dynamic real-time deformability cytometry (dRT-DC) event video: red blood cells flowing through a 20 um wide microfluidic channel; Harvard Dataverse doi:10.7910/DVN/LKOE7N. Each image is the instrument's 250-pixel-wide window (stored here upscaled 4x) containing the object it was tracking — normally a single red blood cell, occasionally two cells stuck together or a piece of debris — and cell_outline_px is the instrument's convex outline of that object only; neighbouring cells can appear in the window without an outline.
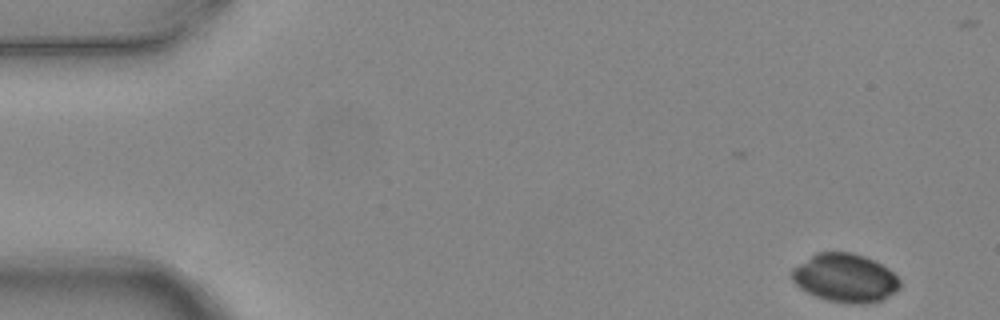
{"species": "common noctule bat (a hibernating species)", "species_latin": "Nyctalus noctula", "temperature_condition": "warm", "stored_images_in_passage": 4, "camera_frame_rate_fps": 3000, "um_per_image_px": 0.085, "animal": {"sex": "female", "body_mass_g": 24.6, "forearm_length_mm": 56.2}, "frame": {"image": 1, "passage_image": 1, "time_ms": 0.0, "image_size_px": [1000, 320], "cell_outline_px": [[900, 288], [896, 292], [880, 300], [864, 304], [852, 304], [828, 300], [816, 296], [800, 288], [792, 280], [792, 268], [816, 252], [852, 252], [864, 256], [888, 268], [900, 280]], "centroid_in_image_um": [71.84, 23.62], "position_along_channel_um": 13.2, "area_um2": 30.4}}
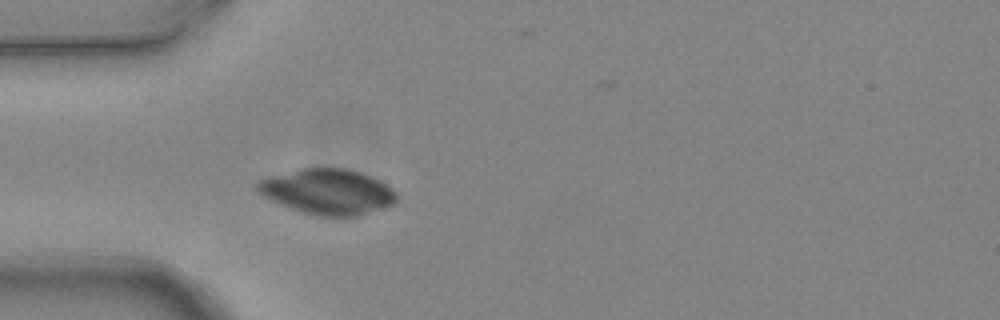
{"frame": {"image": 2, "passage_image": 4, "time_ms": 1.0, "image_size_px": [1000, 320], "cell_outline_px": [[396, 200], [392, 204], [356, 216], [316, 216], [292, 208], [272, 200], [264, 196], [256, 188], [256, 184], [260, 180], [268, 176], [304, 168], [344, 168], [360, 172], [380, 180], [392, 188], [396, 192]], "centroid_in_image_um": [27.85, 16.28], "position_along_channel_um": 57.1, "area_um2": 36.3}}